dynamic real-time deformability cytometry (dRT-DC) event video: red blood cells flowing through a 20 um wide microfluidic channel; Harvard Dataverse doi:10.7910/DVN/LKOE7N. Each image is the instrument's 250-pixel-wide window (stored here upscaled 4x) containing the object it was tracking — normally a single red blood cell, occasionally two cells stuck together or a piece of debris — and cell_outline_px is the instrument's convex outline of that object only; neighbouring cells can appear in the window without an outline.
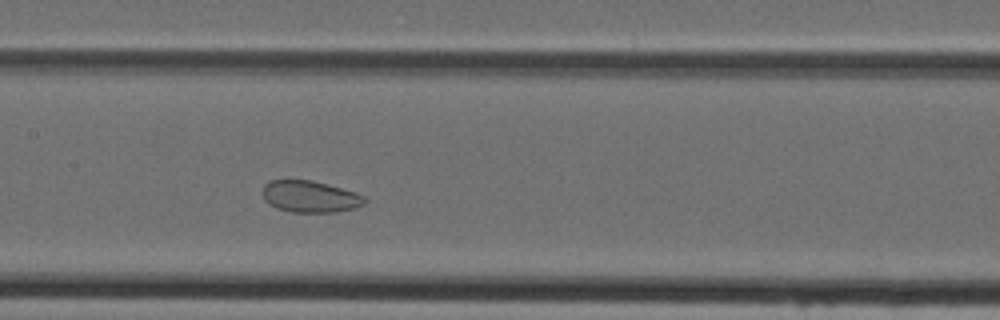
{"species": "Egyptian fruit bat (a non-hibernating species)", "species_latin": "Rousettus aegyptiacus", "temperature_condition": "cold", "stored_images_in_passage": 42, "camera_frame_rate_fps": 3000, "um_per_image_px": 0.085, "animal": {"sex": "female"}, "frame": {"image": 1, "passage_image": 17, "time_ms": 5.333, "image_size_px": [1000, 320], "cell_outline_px": [[368, 200], [364, 204], [352, 208], [336, 212], [292, 212], [276, 208], [268, 204], [264, 200], [264, 184], [268, 180], [312, 180], [356, 192], [364, 196]], "centroid_in_image_um": [26.35, 16.71], "position_along_channel_um": 181.1, "area_um2": 18.84}}
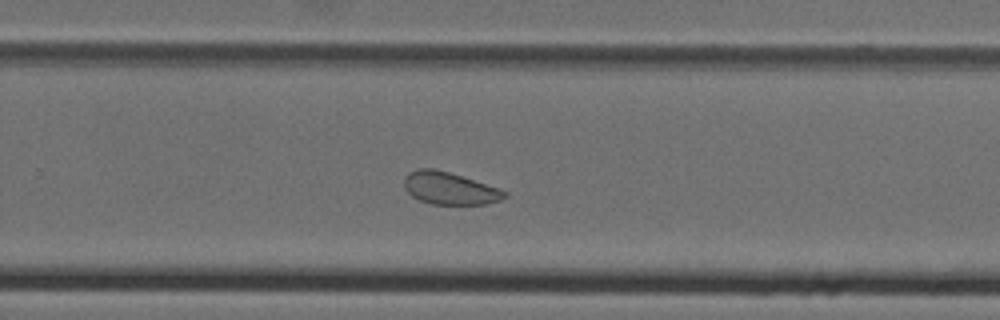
{"frame": {"image": 2, "passage_image": 25, "time_ms": 8.0, "image_size_px": [1000, 320], "cell_outline_px": [[508, 196], [500, 200], [488, 204], [432, 204], [420, 200], [412, 196], [404, 188], [404, 176], [408, 172], [416, 168], [432, 168], [448, 172], [508, 192]], "centroid_in_image_um": [38.17, 16.01], "position_along_channel_um": 291.6, "area_um2": 18.73}}
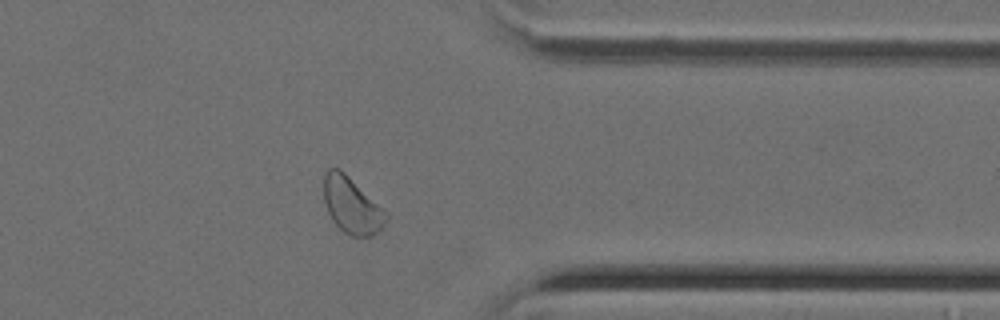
{"frame": {"image": 3, "passage_image": 32, "time_ms": 10.333, "image_size_px": [1000, 320], "cell_outline_px": [[388, 216], [384, 224], [372, 236], [352, 236], [344, 232], [332, 220], [328, 212], [324, 200], [324, 172], [328, 168], [340, 168], [388, 212]], "centroid_in_image_um": [29.89, 17.43], "position_along_channel_um": 381.5, "area_um2": 20.35}}